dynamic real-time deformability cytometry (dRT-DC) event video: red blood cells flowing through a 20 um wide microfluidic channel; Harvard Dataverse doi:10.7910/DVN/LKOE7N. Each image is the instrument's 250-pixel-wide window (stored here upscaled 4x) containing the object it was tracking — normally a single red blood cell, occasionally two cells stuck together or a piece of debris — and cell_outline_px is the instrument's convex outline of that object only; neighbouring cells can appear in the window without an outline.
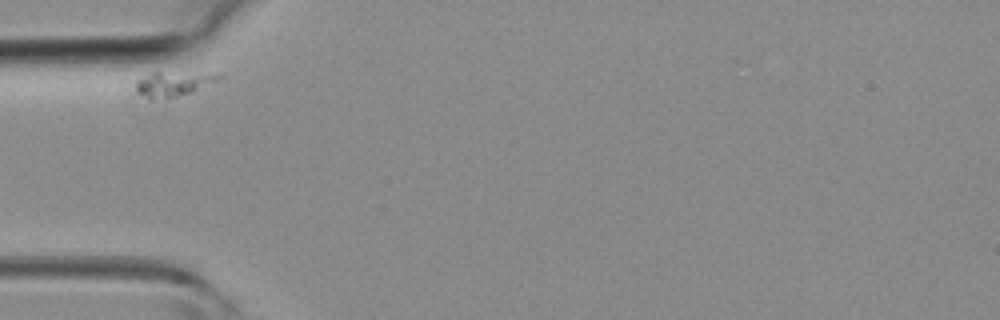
{"species": "common noctule bat (a hibernating species)", "species_latin": "Nyctalus noctula", "temperature_condition": "room temperature", "stored_images_in_passage": 11, "camera_frame_rate_fps": 3000, "um_per_image_px": 0.085, "animal": {"sex": "female", "body_mass_g": 19.3, "forearm_length_mm": 54.1}, "frame": {"image": 1, "passage_image": 1, "time_ms": 0.0, "image_size_px": [1000, 320], "cell_outline_px": [[224, 76], [192, 92], [176, 96], [152, 100], [148, 100], [136, 92], [136, 80], [152, 72], [224, 72]], "centroid_in_image_um": [14.74, 7.1], "position_along_channel_um": 70.3, "area_um2": 12.25}}
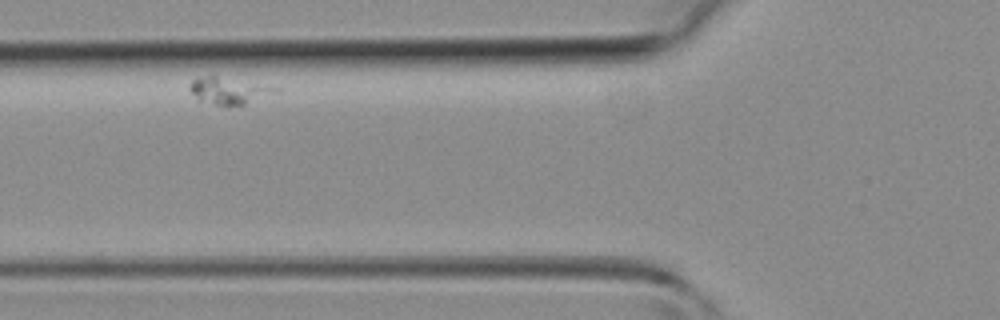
{"frame": {"image": 2, "passage_image": 4, "time_ms": 1.0, "image_size_px": [1000, 320], "cell_outline_px": [[280, 88], [276, 92], [244, 104], [216, 104], [196, 100], [188, 88], [188, 84], [196, 76], [216, 76]], "centroid_in_image_um": [19.33, 7.68], "position_along_channel_um": 106.5, "area_um2": 12.95}}
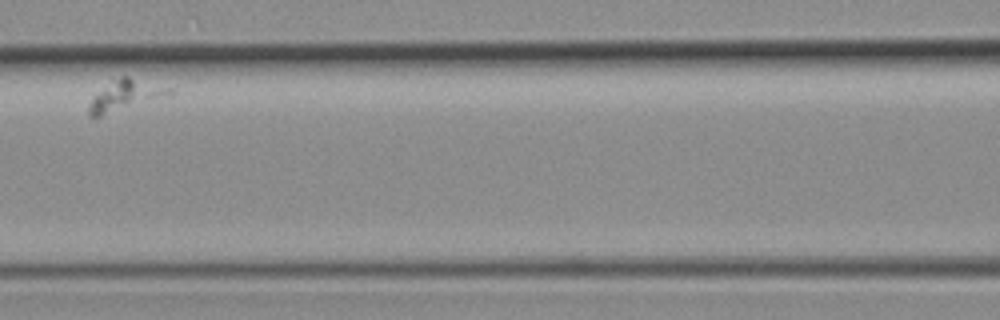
{"frame": {"image": 3, "passage_image": 8, "time_ms": 2.333, "image_size_px": [1000, 320], "cell_outline_px": [[176, 92], [100, 116], [88, 116], [88, 108], [92, 96], [120, 76], [128, 76], [176, 88]], "centroid_in_image_um": [10.69, 8.08], "position_along_channel_um": 155.9, "area_um2": 13.99}}